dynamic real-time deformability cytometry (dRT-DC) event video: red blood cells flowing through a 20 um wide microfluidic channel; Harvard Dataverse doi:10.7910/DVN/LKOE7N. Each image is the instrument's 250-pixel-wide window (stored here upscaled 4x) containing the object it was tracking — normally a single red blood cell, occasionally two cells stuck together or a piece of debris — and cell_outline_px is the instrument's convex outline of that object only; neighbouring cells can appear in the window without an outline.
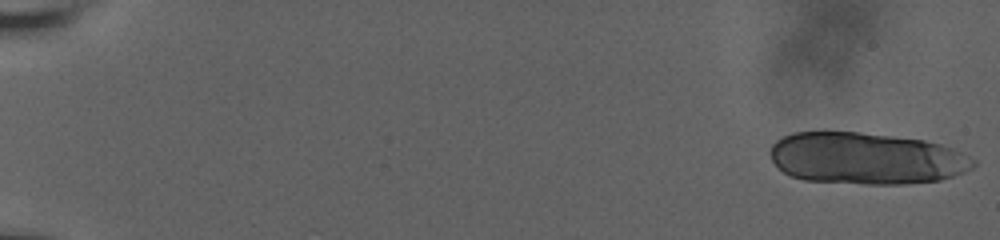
{"species": "human", "species_latin": "Homo sapiens", "temperature_condition": "room temperature", "stored_images_in_passage": 21, "camera_frame_rate_fps": 3000, "um_per_image_px": 0.085, "donor": {"sex": "male"}, "frame": {"image": 1, "passage_image": 1, "time_ms": 0.0, "image_size_px": [1000, 240], "cell_outline_px": [[976, 164], [972, 168], [964, 172], [940, 180], [904, 184], [864, 184], [804, 180], [788, 176], [772, 160], [772, 144], [776, 140], [792, 132], [824, 128], [860, 132], [924, 140], [940, 144], [952, 148], [976, 160]], "centroid_in_image_um": [73.57, 13.43], "position_along_channel_um": 11.4, "area_um2": 62.19}}